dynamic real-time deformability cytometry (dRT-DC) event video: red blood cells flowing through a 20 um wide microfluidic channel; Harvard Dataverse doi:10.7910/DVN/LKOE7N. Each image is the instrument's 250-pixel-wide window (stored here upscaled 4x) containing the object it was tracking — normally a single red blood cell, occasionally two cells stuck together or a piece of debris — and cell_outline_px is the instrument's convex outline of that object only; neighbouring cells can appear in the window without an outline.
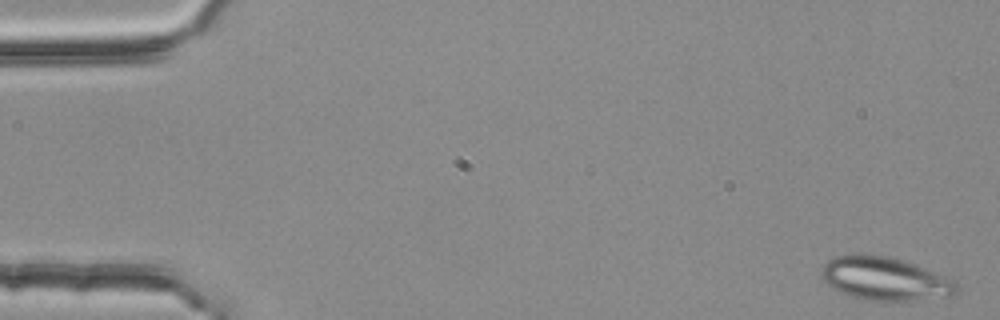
{"species": "common noctule bat (a hibernating species)", "species_latin": "Nyctalus noctula", "temperature_condition": "room temperature", "stored_images_in_passage": 4, "camera_frame_rate_fps": 3000, "um_per_image_px": 0.085, "animal": {"sex": "female", "body_mass_g": 25.1}, "frame": {"image": 1, "passage_image": 1, "time_ms": 0.0, "image_size_px": [1000, 320], "cell_outline_px": [[956, 292], [952, 296], [912, 300], [868, 300], [852, 296], [840, 292], [832, 288], [824, 280], [824, 264], [832, 256], [856, 252], [884, 256], [900, 260], [948, 276], [956, 284]], "centroid_in_image_um": [75.19, 23.67], "position_along_channel_um": 9.8, "area_um2": 33.7}}